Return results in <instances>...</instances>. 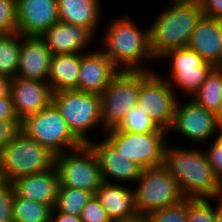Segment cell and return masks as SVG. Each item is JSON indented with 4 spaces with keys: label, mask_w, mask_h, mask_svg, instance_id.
<instances>
[{
    "label": "cell",
    "mask_w": 222,
    "mask_h": 222,
    "mask_svg": "<svg viewBox=\"0 0 222 222\" xmlns=\"http://www.w3.org/2000/svg\"><path fill=\"white\" fill-rule=\"evenodd\" d=\"M52 90L47 82L13 77L10 84V95L14 111L23 120L32 113L43 110L52 103Z\"/></svg>",
    "instance_id": "ac0fdd59"
},
{
    "label": "cell",
    "mask_w": 222,
    "mask_h": 222,
    "mask_svg": "<svg viewBox=\"0 0 222 222\" xmlns=\"http://www.w3.org/2000/svg\"><path fill=\"white\" fill-rule=\"evenodd\" d=\"M55 155L19 131L0 152V179H15L46 171L54 166Z\"/></svg>",
    "instance_id": "277c9868"
},
{
    "label": "cell",
    "mask_w": 222,
    "mask_h": 222,
    "mask_svg": "<svg viewBox=\"0 0 222 222\" xmlns=\"http://www.w3.org/2000/svg\"><path fill=\"white\" fill-rule=\"evenodd\" d=\"M206 144V149L202 146L203 151L205 152L207 160L213 169L214 175L222 183V145L215 138Z\"/></svg>",
    "instance_id": "e575fe53"
},
{
    "label": "cell",
    "mask_w": 222,
    "mask_h": 222,
    "mask_svg": "<svg viewBox=\"0 0 222 222\" xmlns=\"http://www.w3.org/2000/svg\"><path fill=\"white\" fill-rule=\"evenodd\" d=\"M179 1L200 2L201 0H179Z\"/></svg>",
    "instance_id": "bcb514c9"
},
{
    "label": "cell",
    "mask_w": 222,
    "mask_h": 222,
    "mask_svg": "<svg viewBox=\"0 0 222 222\" xmlns=\"http://www.w3.org/2000/svg\"><path fill=\"white\" fill-rule=\"evenodd\" d=\"M54 167L58 173L59 185L62 187L81 189L95 194L103 183L100 169L84 145L56 155Z\"/></svg>",
    "instance_id": "4fadbf2b"
},
{
    "label": "cell",
    "mask_w": 222,
    "mask_h": 222,
    "mask_svg": "<svg viewBox=\"0 0 222 222\" xmlns=\"http://www.w3.org/2000/svg\"><path fill=\"white\" fill-rule=\"evenodd\" d=\"M20 131L46 147L55 156L84 145L72 133L66 120L53 103L21 120Z\"/></svg>",
    "instance_id": "8992f818"
},
{
    "label": "cell",
    "mask_w": 222,
    "mask_h": 222,
    "mask_svg": "<svg viewBox=\"0 0 222 222\" xmlns=\"http://www.w3.org/2000/svg\"><path fill=\"white\" fill-rule=\"evenodd\" d=\"M80 219L82 222H111L95 195L83 207Z\"/></svg>",
    "instance_id": "836d02e7"
},
{
    "label": "cell",
    "mask_w": 222,
    "mask_h": 222,
    "mask_svg": "<svg viewBox=\"0 0 222 222\" xmlns=\"http://www.w3.org/2000/svg\"><path fill=\"white\" fill-rule=\"evenodd\" d=\"M0 120L20 121L14 111L11 95L0 97Z\"/></svg>",
    "instance_id": "74e56055"
},
{
    "label": "cell",
    "mask_w": 222,
    "mask_h": 222,
    "mask_svg": "<svg viewBox=\"0 0 222 222\" xmlns=\"http://www.w3.org/2000/svg\"><path fill=\"white\" fill-rule=\"evenodd\" d=\"M12 186L18 197L49 205L53 209L60 185L57 170L53 166L43 172L19 177L12 181Z\"/></svg>",
    "instance_id": "44dd1931"
},
{
    "label": "cell",
    "mask_w": 222,
    "mask_h": 222,
    "mask_svg": "<svg viewBox=\"0 0 222 222\" xmlns=\"http://www.w3.org/2000/svg\"><path fill=\"white\" fill-rule=\"evenodd\" d=\"M116 129L136 134L149 132H167L166 130L160 128L137 105L131 107L127 111L123 121Z\"/></svg>",
    "instance_id": "f1b7e54d"
},
{
    "label": "cell",
    "mask_w": 222,
    "mask_h": 222,
    "mask_svg": "<svg viewBox=\"0 0 222 222\" xmlns=\"http://www.w3.org/2000/svg\"><path fill=\"white\" fill-rule=\"evenodd\" d=\"M52 208L49 205L18 197L14 193L12 217L14 222H49Z\"/></svg>",
    "instance_id": "4316f807"
},
{
    "label": "cell",
    "mask_w": 222,
    "mask_h": 222,
    "mask_svg": "<svg viewBox=\"0 0 222 222\" xmlns=\"http://www.w3.org/2000/svg\"><path fill=\"white\" fill-rule=\"evenodd\" d=\"M132 187L134 186L103 181L96 190L94 195L111 222H132L140 218L136 212Z\"/></svg>",
    "instance_id": "d6986e66"
},
{
    "label": "cell",
    "mask_w": 222,
    "mask_h": 222,
    "mask_svg": "<svg viewBox=\"0 0 222 222\" xmlns=\"http://www.w3.org/2000/svg\"><path fill=\"white\" fill-rule=\"evenodd\" d=\"M40 38L53 55L86 53L93 50L94 45L97 46L94 44L97 38L87 28L60 21L45 31Z\"/></svg>",
    "instance_id": "9a60e30c"
},
{
    "label": "cell",
    "mask_w": 222,
    "mask_h": 222,
    "mask_svg": "<svg viewBox=\"0 0 222 222\" xmlns=\"http://www.w3.org/2000/svg\"><path fill=\"white\" fill-rule=\"evenodd\" d=\"M156 71H140L137 106L160 128L168 131L174 120L179 98L168 81Z\"/></svg>",
    "instance_id": "30bf717a"
},
{
    "label": "cell",
    "mask_w": 222,
    "mask_h": 222,
    "mask_svg": "<svg viewBox=\"0 0 222 222\" xmlns=\"http://www.w3.org/2000/svg\"><path fill=\"white\" fill-rule=\"evenodd\" d=\"M167 143L164 165L176 180L184 198L222 197V183L214 175L203 147H180Z\"/></svg>",
    "instance_id": "7a4b0ae2"
},
{
    "label": "cell",
    "mask_w": 222,
    "mask_h": 222,
    "mask_svg": "<svg viewBox=\"0 0 222 222\" xmlns=\"http://www.w3.org/2000/svg\"><path fill=\"white\" fill-rule=\"evenodd\" d=\"M102 5L103 0H57L58 18L60 22L85 27L98 38L100 22L106 15Z\"/></svg>",
    "instance_id": "7402d4cb"
},
{
    "label": "cell",
    "mask_w": 222,
    "mask_h": 222,
    "mask_svg": "<svg viewBox=\"0 0 222 222\" xmlns=\"http://www.w3.org/2000/svg\"><path fill=\"white\" fill-rule=\"evenodd\" d=\"M13 198L12 182L0 180V222H14L12 217Z\"/></svg>",
    "instance_id": "d6a6232c"
},
{
    "label": "cell",
    "mask_w": 222,
    "mask_h": 222,
    "mask_svg": "<svg viewBox=\"0 0 222 222\" xmlns=\"http://www.w3.org/2000/svg\"><path fill=\"white\" fill-rule=\"evenodd\" d=\"M157 61H169L168 74L161 76L168 81L178 98L180 92L183 94L180 95L183 99L185 96L191 98L212 71V64L188 47L169 50Z\"/></svg>",
    "instance_id": "ba28073f"
},
{
    "label": "cell",
    "mask_w": 222,
    "mask_h": 222,
    "mask_svg": "<svg viewBox=\"0 0 222 222\" xmlns=\"http://www.w3.org/2000/svg\"><path fill=\"white\" fill-rule=\"evenodd\" d=\"M93 195L89 191L59 186L54 209L59 213L80 217L83 207Z\"/></svg>",
    "instance_id": "83f0119b"
},
{
    "label": "cell",
    "mask_w": 222,
    "mask_h": 222,
    "mask_svg": "<svg viewBox=\"0 0 222 222\" xmlns=\"http://www.w3.org/2000/svg\"><path fill=\"white\" fill-rule=\"evenodd\" d=\"M120 72L99 48L81 53L78 91L101 94Z\"/></svg>",
    "instance_id": "e0dca14e"
},
{
    "label": "cell",
    "mask_w": 222,
    "mask_h": 222,
    "mask_svg": "<svg viewBox=\"0 0 222 222\" xmlns=\"http://www.w3.org/2000/svg\"><path fill=\"white\" fill-rule=\"evenodd\" d=\"M132 222H146L144 218H139L138 220L132 221Z\"/></svg>",
    "instance_id": "f6af8a7d"
},
{
    "label": "cell",
    "mask_w": 222,
    "mask_h": 222,
    "mask_svg": "<svg viewBox=\"0 0 222 222\" xmlns=\"http://www.w3.org/2000/svg\"><path fill=\"white\" fill-rule=\"evenodd\" d=\"M52 103L66 120L72 133L84 144L93 138L90 133L98 130L104 134L101 123V98L99 94L64 90L53 92ZM90 132V133H89Z\"/></svg>",
    "instance_id": "5b68a950"
},
{
    "label": "cell",
    "mask_w": 222,
    "mask_h": 222,
    "mask_svg": "<svg viewBox=\"0 0 222 222\" xmlns=\"http://www.w3.org/2000/svg\"><path fill=\"white\" fill-rule=\"evenodd\" d=\"M95 140L96 137L85 142L84 146L93 155L103 181L129 186L135 184L142 168L117 152L103 136L101 139Z\"/></svg>",
    "instance_id": "5bb4252c"
},
{
    "label": "cell",
    "mask_w": 222,
    "mask_h": 222,
    "mask_svg": "<svg viewBox=\"0 0 222 222\" xmlns=\"http://www.w3.org/2000/svg\"><path fill=\"white\" fill-rule=\"evenodd\" d=\"M187 47L213 65L222 54V20L202 16Z\"/></svg>",
    "instance_id": "603a6c76"
},
{
    "label": "cell",
    "mask_w": 222,
    "mask_h": 222,
    "mask_svg": "<svg viewBox=\"0 0 222 222\" xmlns=\"http://www.w3.org/2000/svg\"><path fill=\"white\" fill-rule=\"evenodd\" d=\"M134 185L135 208L140 218L184 198L164 164L142 169Z\"/></svg>",
    "instance_id": "52a82bcc"
},
{
    "label": "cell",
    "mask_w": 222,
    "mask_h": 222,
    "mask_svg": "<svg viewBox=\"0 0 222 222\" xmlns=\"http://www.w3.org/2000/svg\"><path fill=\"white\" fill-rule=\"evenodd\" d=\"M81 53L52 55L47 83L52 92L77 90Z\"/></svg>",
    "instance_id": "cb8c5ba5"
},
{
    "label": "cell",
    "mask_w": 222,
    "mask_h": 222,
    "mask_svg": "<svg viewBox=\"0 0 222 222\" xmlns=\"http://www.w3.org/2000/svg\"><path fill=\"white\" fill-rule=\"evenodd\" d=\"M129 14L113 16L106 22L97 47L120 71H155L149 65L157 62L150 49L149 25L140 27L134 15Z\"/></svg>",
    "instance_id": "6da1fadb"
},
{
    "label": "cell",
    "mask_w": 222,
    "mask_h": 222,
    "mask_svg": "<svg viewBox=\"0 0 222 222\" xmlns=\"http://www.w3.org/2000/svg\"><path fill=\"white\" fill-rule=\"evenodd\" d=\"M212 70L222 77V54L218 58V60L212 65Z\"/></svg>",
    "instance_id": "60d3db41"
},
{
    "label": "cell",
    "mask_w": 222,
    "mask_h": 222,
    "mask_svg": "<svg viewBox=\"0 0 222 222\" xmlns=\"http://www.w3.org/2000/svg\"><path fill=\"white\" fill-rule=\"evenodd\" d=\"M17 32L40 37L59 21L57 0H17Z\"/></svg>",
    "instance_id": "2e32d148"
},
{
    "label": "cell",
    "mask_w": 222,
    "mask_h": 222,
    "mask_svg": "<svg viewBox=\"0 0 222 222\" xmlns=\"http://www.w3.org/2000/svg\"><path fill=\"white\" fill-rule=\"evenodd\" d=\"M21 34H3L0 37V75L12 79L19 67Z\"/></svg>",
    "instance_id": "484cf974"
},
{
    "label": "cell",
    "mask_w": 222,
    "mask_h": 222,
    "mask_svg": "<svg viewBox=\"0 0 222 222\" xmlns=\"http://www.w3.org/2000/svg\"><path fill=\"white\" fill-rule=\"evenodd\" d=\"M215 139L222 145V126L218 127Z\"/></svg>",
    "instance_id": "b9f144b4"
},
{
    "label": "cell",
    "mask_w": 222,
    "mask_h": 222,
    "mask_svg": "<svg viewBox=\"0 0 222 222\" xmlns=\"http://www.w3.org/2000/svg\"><path fill=\"white\" fill-rule=\"evenodd\" d=\"M49 222H82V221L80 217L59 213L53 208L50 214Z\"/></svg>",
    "instance_id": "f35d334b"
},
{
    "label": "cell",
    "mask_w": 222,
    "mask_h": 222,
    "mask_svg": "<svg viewBox=\"0 0 222 222\" xmlns=\"http://www.w3.org/2000/svg\"><path fill=\"white\" fill-rule=\"evenodd\" d=\"M183 98L177 101L175 107L174 120L171 128L167 131L168 135L177 134L182 139H187L192 146H203L216 137L218 130L217 115L207 111L192 99ZM180 134V135H179Z\"/></svg>",
    "instance_id": "7c38bea8"
},
{
    "label": "cell",
    "mask_w": 222,
    "mask_h": 222,
    "mask_svg": "<svg viewBox=\"0 0 222 222\" xmlns=\"http://www.w3.org/2000/svg\"><path fill=\"white\" fill-rule=\"evenodd\" d=\"M140 71H120L100 94L102 129L117 128L127 111L137 105Z\"/></svg>",
    "instance_id": "8fae6325"
},
{
    "label": "cell",
    "mask_w": 222,
    "mask_h": 222,
    "mask_svg": "<svg viewBox=\"0 0 222 222\" xmlns=\"http://www.w3.org/2000/svg\"><path fill=\"white\" fill-rule=\"evenodd\" d=\"M168 1L149 24L150 49L156 61L169 50L187 47L203 16L200 2Z\"/></svg>",
    "instance_id": "3957f363"
},
{
    "label": "cell",
    "mask_w": 222,
    "mask_h": 222,
    "mask_svg": "<svg viewBox=\"0 0 222 222\" xmlns=\"http://www.w3.org/2000/svg\"><path fill=\"white\" fill-rule=\"evenodd\" d=\"M203 16L222 20V0H201Z\"/></svg>",
    "instance_id": "8d00e7d4"
},
{
    "label": "cell",
    "mask_w": 222,
    "mask_h": 222,
    "mask_svg": "<svg viewBox=\"0 0 222 222\" xmlns=\"http://www.w3.org/2000/svg\"><path fill=\"white\" fill-rule=\"evenodd\" d=\"M11 79L0 75V97L10 95Z\"/></svg>",
    "instance_id": "ab89813d"
},
{
    "label": "cell",
    "mask_w": 222,
    "mask_h": 222,
    "mask_svg": "<svg viewBox=\"0 0 222 222\" xmlns=\"http://www.w3.org/2000/svg\"><path fill=\"white\" fill-rule=\"evenodd\" d=\"M190 99L217 115L222 108V77L212 70L199 90Z\"/></svg>",
    "instance_id": "d4e9b609"
},
{
    "label": "cell",
    "mask_w": 222,
    "mask_h": 222,
    "mask_svg": "<svg viewBox=\"0 0 222 222\" xmlns=\"http://www.w3.org/2000/svg\"><path fill=\"white\" fill-rule=\"evenodd\" d=\"M0 31L3 34L17 32L16 0H0Z\"/></svg>",
    "instance_id": "1f68e13d"
},
{
    "label": "cell",
    "mask_w": 222,
    "mask_h": 222,
    "mask_svg": "<svg viewBox=\"0 0 222 222\" xmlns=\"http://www.w3.org/2000/svg\"><path fill=\"white\" fill-rule=\"evenodd\" d=\"M21 121L0 120V152L20 131Z\"/></svg>",
    "instance_id": "d590c367"
},
{
    "label": "cell",
    "mask_w": 222,
    "mask_h": 222,
    "mask_svg": "<svg viewBox=\"0 0 222 222\" xmlns=\"http://www.w3.org/2000/svg\"><path fill=\"white\" fill-rule=\"evenodd\" d=\"M52 53L38 36H23L20 41L17 77L47 82Z\"/></svg>",
    "instance_id": "ffe728a7"
},
{
    "label": "cell",
    "mask_w": 222,
    "mask_h": 222,
    "mask_svg": "<svg viewBox=\"0 0 222 222\" xmlns=\"http://www.w3.org/2000/svg\"><path fill=\"white\" fill-rule=\"evenodd\" d=\"M146 222H188L187 198L143 217Z\"/></svg>",
    "instance_id": "4dcf8cb0"
},
{
    "label": "cell",
    "mask_w": 222,
    "mask_h": 222,
    "mask_svg": "<svg viewBox=\"0 0 222 222\" xmlns=\"http://www.w3.org/2000/svg\"><path fill=\"white\" fill-rule=\"evenodd\" d=\"M217 121H218V125L222 126V108L220 112L217 114Z\"/></svg>",
    "instance_id": "ee69618b"
},
{
    "label": "cell",
    "mask_w": 222,
    "mask_h": 222,
    "mask_svg": "<svg viewBox=\"0 0 222 222\" xmlns=\"http://www.w3.org/2000/svg\"><path fill=\"white\" fill-rule=\"evenodd\" d=\"M221 206L222 197L198 199L187 198L188 222H215L216 211Z\"/></svg>",
    "instance_id": "f546056e"
},
{
    "label": "cell",
    "mask_w": 222,
    "mask_h": 222,
    "mask_svg": "<svg viewBox=\"0 0 222 222\" xmlns=\"http://www.w3.org/2000/svg\"><path fill=\"white\" fill-rule=\"evenodd\" d=\"M215 222H222V206L216 211Z\"/></svg>",
    "instance_id": "7bdbcfd3"
},
{
    "label": "cell",
    "mask_w": 222,
    "mask_h": 222,
    "mask_svg": "<svg viewBox=\"0 0 222 222\" xmlns=\"http://www.w3.org/2000/svg\"><path fill=\"white\" fill-rule=\"evenodd\" d=\"M103 136L121 155L136 163L142 169L164 164L165 147L171 138L167 132L130 133L116 128ZM169 136V137H168Z\"/></svg>",
    "instance_id": "9c48e42d"
}]
</instances>
